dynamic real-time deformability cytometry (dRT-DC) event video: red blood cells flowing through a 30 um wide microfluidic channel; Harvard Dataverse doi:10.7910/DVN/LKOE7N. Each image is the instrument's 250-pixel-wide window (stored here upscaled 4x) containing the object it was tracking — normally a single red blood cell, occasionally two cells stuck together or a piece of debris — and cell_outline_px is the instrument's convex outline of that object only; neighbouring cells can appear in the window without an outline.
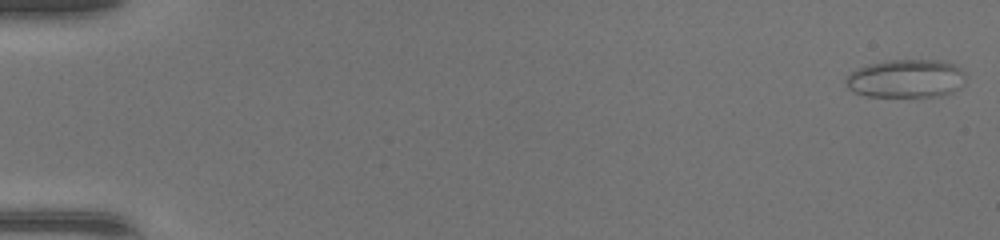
{"species": "common noctule bat (a hibernating species)", "species_latin": "Nyctalus noctula", "temperature_condition": "warm", "stored_images_in_passage": 14, "camera_frame_rate_fps": 3000, "um_per_image_px": 0.085, "animal": {"sex": "female", "body_mass_g": 17.0, "forearm_length_mm": 48.0}, "frame": {"image": 1, "passage_image": 1, "time_ms": 0.0, "image_size_px": [1000, 240], "cell_outline_px": [[964, 84], [952, 92], [940, 96], [868, 96], [856, 92], [848, 88], [844, 80], [848, 72], [856, 68], [868, 64], [888, 60], [940, 60], [952, 64], [960, 68], [964, 72]], "centroid_in_image_um": [76.98, 6.67], "position_along_channel_um": 8.0, "area_um2": 26.82}}